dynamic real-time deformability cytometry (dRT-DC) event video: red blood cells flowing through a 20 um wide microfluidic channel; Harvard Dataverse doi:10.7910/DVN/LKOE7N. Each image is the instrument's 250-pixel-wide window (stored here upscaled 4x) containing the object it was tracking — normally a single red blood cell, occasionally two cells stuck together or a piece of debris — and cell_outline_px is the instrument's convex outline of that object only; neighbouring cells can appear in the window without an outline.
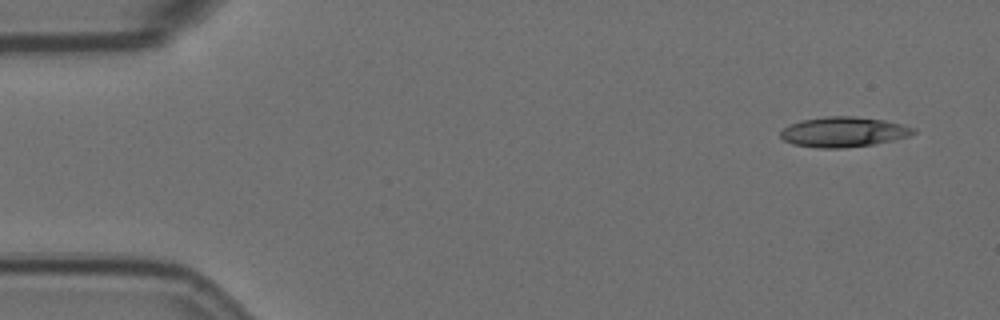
{"species": "Egyptian fruit bat (a non-hibernating species)", "species_latin": "Rousettus aegyptiacus", "temperature_condition": "room temperature", "stored_images_in_passage": 8, "camera_frame_rate_fps": 3000, "um_per_image_px": 0.085, "animal": {"sex": "female"}, "frame": {"image": 1, "passage_image": 1, "time_ms": 0.0, "image_size_px": [1000, 320], "cell_outline_px": [[916, 132], [908, 136], [892, 140], [872, 144], [840, 148], [820, 148], [792, 144], [784, 140], [780, 136], [780, 132], [788, 124], [800, 120], [824, 116], [852, 116], [884, 120], [916, 128]], "centroid_in_image_um": [71.66, 11.2], "position_along_channel_um": 13.3, "area_um2": 23.24}}
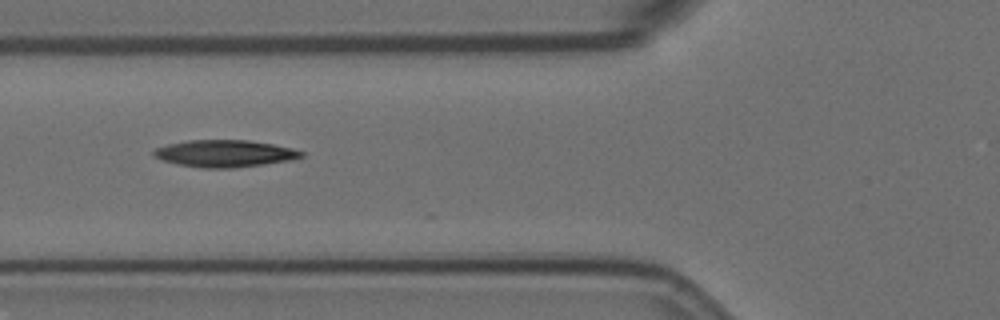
{"frame": {"image": 2, "passage_image": 6, "time_ms": 5.667, "image_size_px": [1000, 320], "cell_outline_px": [[304, 156], [288, 160], [264, 164], [232, 168], [200, 168], [176, 164], [160, 160], [152, 156], [152, 152], [156, 148], [168, 144], [188, 140], [248, 140], [272, 144], [292, 148], [304, 152]], "centroid_in_image_um": [19.04, 13.05], "position_along_channel_um": 106.8, "area_um2": 23.29}}
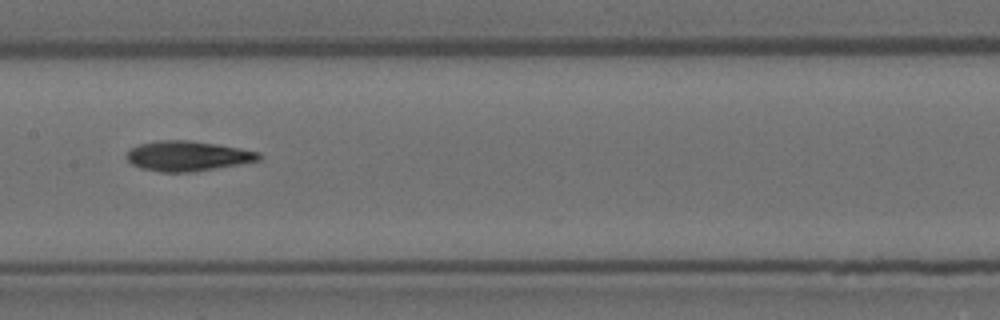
{"frame": {"image": 3, "passage_image": 8, "time_ms": 8.0, "image_size_px": [1000, 320], "cell_outline_px": [[264, 156], [260, 160], [240, 164], [192, 172], [160, 172], [140, 168], [132, 164], [128, 160], [128, 152], [132, 148], [140, 144], [160, 140], [188, 140], [216, 144], [260, 152]], "centroid_in_image_um": [15.98, 13.26], "position_along_channel_um": 191.4, "area_um2": 23.0}}